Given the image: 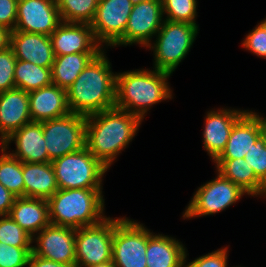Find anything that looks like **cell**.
<instances>
[{
	"mask_svg": "<svg viewBox=\"0 0 266 267\" xmlns=\"http://www.w3.org/2000/svg\"><path fill=\"white\" fill-rule=\"evenodd\" d=\"M10 47L18 60L44 68H51L55 59L50 37L43 34L12 31Z\"/></svg>",
	"mask_w": 266,
	"mask_h": 267,
	"instance_id": "obj_20",
	"label": "cell"
},
{
	"mask_svg": "<svg viewBox=\"0 0 266 267\" xmlns=\"http://www.w3.org/2000/svg\"><path fill=\"white\" fill-rule=\"evenodd\" d=\"M99 0H56L61 22L91 24Z\"/></svg>",
	"mask_w": 266,
	"mask_h": 267,
	"instance_id": "obj_29",
	"label": "cell"
},
{
	"mask_svg": "<svg viewBox=\"0 0 266 267\" xmlns=\"http://www.w3.org/2000/svg\"><path fill=\"white\" fill-rule=\"evenodd\" d=\"M103 189H59L49 199L50 224L71 228L102 222L105 200Z\"/></svg>",
	"mask_w": 266,
	"mask_h": 267,
	"instance_id": "obj_4",
	"label": "cell"
},
{
	"mask_svg": "<svg viewBox=\"0 0 266 267\" xmlns=\"http://www.w3.org/2000/svg\"><path fill=\"white\" fill-rule=\"evenodd\" d=\"M30 122L28 92L19 88L0 92V144Z\"/></svg>",
	"mask_w": 266,
	"mask_h": 267,
	"instance_id": "obj_18",
	"label": "cell"
},
{
	"mask_svg": "<svg viewBox=\"0 0 266 267\" xmlns=\"http://www.w3.org/2000/svg\"><path fill=\"white\" fill-rule=\"evenodd\" d=\"M24 180V197L49 199L58 186L55 170L49 163H26L22 162Z\"/></svg>",
	"mask_w": 266,
	"mask_h": 267,
	"instance_id": "obj_24",
	"label": "cell"
},
{
	"mask_svg": "<svg viewBox=\"0 0 266 267\" xmlns=\"http://www.w3.org/2000/svg\"><path fill=\"white\" fill-rule=\"evenodd\" d=\"M14 82L16 88L28 93L49 86L53 84L51 68H44L34 63L17 59Z\"/></svg>",
	"mask_w": 266,
	"mask_h": 267,
	"instance_id": "obj_27",
	"label": "cell"
},
{
	"mask_svg": "<svg viewBox=\"0 0 266 267\" xmlns=\"http://www.w3.org/2000/svg\"><path fill=\"white\" fill-rule=\"evenodd\" d=\"M17 9L18 0H0V25L13 31L16 25Z\"/></svg>",
	"mask_w": 266,
	"mask_h": 267,
	"instance_id": "obj_37",
	"label": "cell"
},
{
	"mask_svg": "<svg viewBox=\"0 0 266 267\" xmlns=\"http://www.w3.org/2000/svg\"><path fill=\"white\" fill-rule=\"evenodd\" d=\"M11 32L9 28L0 25V52L10 47Z\"/></svg>",
	"mask_w": 266,
	"mask_h": 267,
	"instance_id": "obj_40",
	"label": "cell"
},
{
	"mask_svg": "<svg viewBox=\"0 0 266 267\" xmlns=\"http://www.w3.org/2000/svg\"><path fill=\"white\" fill-rule=\"evenodd\" d=\"M16 61L11 47L0 52V92L16 88L14 82Z\"/></svg>",
	"mask_w": 266,
	"mask_h": 267,
	"instance_id": "obj_34",
	"label": "cell"
},
{
	"mask_svg": "<svg viewBox=\"0 0 266 267\" xmlns=\"http://www.w3.org/2000/svg\"><path fill=\"white\" fill-rule=\"evenodd\" d=\"M99 53H73L55 56L51 67L52 81L54 85L67 90Z\"/></svg>",
	"mask_w": 266,
	"mask_h": 267,
	"instance_id": "obj_26",
	"label": "cell"
},
{
	"mask_svg": "<svg viewBox=\"0 0 266 267\" xmlns=\"http://www.w3.org/2000/svg\"><path fill=\"white\" fill-rule=\"evenodd\" d=\"M261 135V116L247 110L235 122L224 150L216 159L244 158Z\"/></svg>",
	"mask_w": 266,
	"mask_h": 267,
	"instance_id": "obj_19",
	"label": "cell"
},
{
	"mask_svg": "<svg viewBox=\"0 0 266 267\" xmlns=\"http://www.w3.org/2000/svg\"><path fill=\"white\" fill-rule=\"evenodd\" d=\"M242 46L258 57L266 59V31L258 24L242 41Z\"/></svg>",
	"mask_w": 266,
	"mask_h": 267,
	"instance_id": "obj_36",
	"label": "cell"
},
{
	"mask_svg": "<svg viewBox=\"0 0 266 267\" xmlns=\"http://www.w3.org/2000/svg\"><path fill=\"white\" fill-rule=\"evenodd\" d=\"M258 24L266 31V18Z\"/></svg>",
	"mask_w": 266,
	"mask_h": 267,
	"instance_id": "obj_44",
	"label": "cell"
},
{
	"mask_svg": "<svg viewBox=\"0 0 266 267\" xmlns=\"http://www.w3.org/2000/svg\"><path fill=\"white\" fill-rule=\"evenodd\" d=\"M27 266L29 267H76V265H66L63 263H58L52 260L44 259L40 256L31 253Z\"/></svg>",
	"mask_w": 266,
	"mask_h": 267,
	"instance_id": "obj_39",
	"label": "cell"
},
{
	"mask_svg": "<svg viewBox=\"0 0 266 267\" xmlns=\"http://www.w3.org/2000/svg\"><path fill=\"white\" fill-rule=\"evenodd\" d=\"M0 150V183L17 198L24 197L22 162L8 153L2 145Z\"/></svg>",
	"mask_w": 266,
	"mask_h": 267,
	"instance_id": "obj_28",
	"label": "cell"
},
{
	"mask_svg": "<svg viewBox=\"0 0 266 267\" xmlns=\"http://www.w3.org/2000/svg\"><path fill=\"white\" fill-rule=\"evenodd\" d=\"M90 267H116V266L112 261H110L108 263L93 265V266H90Z\"/></svg>",
	"mask_w": 266,
	"mask_h": 267,
	"instance_id": "obj_42",
	"label": "cell"
},
{
	"mask_svg": "<svg viewBox=\"0 0 266 267\" xmlns=\"http://www.w3.org/2000/svg\"><path fill=\"white\" fill-rule=\"evenodd\" d=\"M29 95V111L32 122H42L60 118L70 113L67 102V90L51 84Z\"/></svg>",
	"mask_w": 266,
	"mask_h": 267,
	"instance_id": "obj_21",
	"label": "cell"
},
{
	"mask_svg": "<svg viewBox=\"0 0 266 267\" xmlns=\"http://www.w3.org/2000/svg\"><path fill=\"white\" fill-rule=\"evenodd\" d=\"M247 110L220 108L207 112L203 131V147L211 160L224 150L235 122Z\"/></svg>",
	"mask_w": 266,
	"mask_h": 267,
	"instance_id": "obj_16",
	"label": "cell"
},
{
	"mask_svg": "<svg viewBox=\"0 0 266 267\" xmlns=\"http://www.w3.org/2000/svg\"><path fill=\"white\" fill-rule=\"evenodd\" d=\"M198 31V25L164 19L155 43L146 46V49L153 50V68L172 74L190 52Z\"/></svg>",
	"mask_w": 266,
	"mask_h": 267,
	"instance_id": "obj_5",
	"label": "cell"
},
{
	"mask_svg": "<svg viewBox=\"0 0 266 267\" xmlns=\"http://www.w3.org/2000/svg\"><path fill=\"white\" fill-rule=\"evenodd\" d=\"M165 20L197 25V0H162Z\"/></svg>",
	"mask_w": 266,
	"mask_h": 267,
	"instance_id": "obj_30",
	"label": "cell"
},
{
	"mask_svg": "<svg viewBox=\"0 0 266 267\" xmlns=\"http://www.w3.org/2000/svg\"><path fill=\"white\" fill-rule=\"evenodd\" d=\"M120 219L106 217L99 224L76 229V267H90L112 261L114 225Z\"/></svg>",
	"mask_w": 266,
	"mask_h": 267,
	"instance_id": "obj_7",
	"label": "cell"
},
{
	"mask_svg": "<svg viewBox=\"0 0 266 267\" xmlns=\"http://www.w3.org/2000/svg\"><path fill=\"white\" fill-rule=\"evenodd\" d=\"M216 178L201 185L193 194L183 212V219H191L219 213L248 195L218 171Z\"/></svg>",
	"mask_w": 266,
	"mask_h": 267,
	"instance_id": "obj_9",
	"label": "cell"
},
{
	"mask_svg": "<svg viewBox=\"0 0 266 267\" xmlns=\"http://www.w3.org/2000/svg\"><path fill=\"white\" fill-rule=\"evenodd\" d=\"M132 3H133V5L134 4H137V3H140V2H143V1H149V0H130Z\"/></svg>",
	"mask_w": 266,
	"mask_h": 267,
	"instance_id": "obj_45",
	"label": "cell"
},
{
	"mask_svg": "<svg viewBox=\"0 0 266 267\" xmlns=\"http://www.w3.org/2000/svg\"><path fill=\"white\" fill-rule=\"evenodd\" d=\"M32 247H14L0 242V267H25Z\"/></svg>",
	"mask_w": 266,
	"mask_h": 267,
	"instance_id": "obj_33",
	"label": "cell"
},
{
	"mask_svg": "<svg viewBox=\"0 0 266 267\" xmlns=\"http://www.w3.org/2000/svg\"><path fill=\"white\" fill-rule=\"evenodd\" d=\"M259 195L263 196V197H266V183H264V185L262 186V188H261V190H260V192H259L257 197H259Z\"/></svg>",
	"mask_w": 266,
	"mask_h": 267,
	"instance_id": "obj_43",
	"label": "cell"
},
{
	"mask_svg": "<svg viewBox=\"0 0 266 267\" xmlns=\"http://www.w3.org/2000/svg\"><path fill=\"white\" fill-rule=\"evenodd\" d=\"M135 221L121 217L114 225L112 262L116 267H147L148 229Z\"/></svg>",
	"mask_w": 266,
	"mask_h": 267,
	"instance_id": "obj_10",
	"label": "cell"
},
{
	"mask_svg": "<svg viewBox=\"0 0 266 267\" xmlns=\"http://www.w3.org/2000/svg\"><path fill=\"white\" fill-rule=\"evenodd\" d=\"M142 119L113 107L86 116L85 146L108 169L137 134Z\"/></svg>",
	"mask_w": 266,
	"mask_h": 267,
	"instance_id": "obj_1",
	"label": "cell"
},
{
	"mask_svg": "<svg viewBox=\"0 0 266 267\" xmlns=\"http://www.w3.org/2000/svg\"><path fill=\"white\" fill-rule=\"evenodd\" d=\"M163 17L162 0L134 4L124 35L112 47L132 44L146 47L160 30Z\"/></svg>",
	"mask_w": 266,
	"mask_h": 267,
	"instance_id": "obj_11",
	"label": "cell"
},
{
	"mask_svg": "<svg viewBox=\"0 0 266 267\" xmlns=\"http://www.w3.org/2000/svg\"><path fill=\"white\" fill-rule=\"evenodd\" d=\"M55 56L100 53L106 48L96 40L90 24L61 22L49 36Z\"/></svg>",
	"mask_w": 266,
	"mask_h": 267,
	"instance_id": "obj_15",
	"label": "cell"
},
{
	"mask_svg": "<svg viewBox=\"0 0 266 267\" xmlns=\"http://www.w3.org/2000/svg\"><path fill=\"white\" fill-rule=\"evenodd\" d=\"M261 131H262V136L266 140V118L261 116Z\"/></svg>",
	"mask_w": 266,
	"mask_h": 267,
	"instance_id": "obj_41",
	"label": "cell"
},
{
	"mask_svg": "<svg viewBox=\"0 0 266 267\" xmlns=\"http://www.w3.org/2000/svg\"><path fill=\"white\" fill-rule=\"evenodd\" d=\"M43 136L51 161L85 147L86 116L70 112L42 121Z\"/></svg>",
	"mask_w": 266,
	"mask_h": 267,
	"instance_id": "obj_8",
	"label": "cell"
},
{
	"mask_svg": "<svg viewBox=\"0 0 266 267\" xmlns=\"http://www.w3.org/2000/svg\"><path fill=\"white\" fill-rule=\"evenodd\" d=\"M76 229L49 224L33 237L32 252L44 259L75 265Z\"/></svg>",
	"mask_w": 266,
	"mask_h": 267,
	"instance_id": "obj_13",
	"label": "cell"
},
{
	"mask_svg": "<svg viewBox=\"0 0 266 267\" xmlns=\"http://www.w3.org/2000/svg\"><path fill=\"white\" fill-rule=\"evenodd\" d=\"M9 215L32 237L50 224L48 200L43 198H16Z\"/></svg>",
	"mask_w": 266,
	"mask_h": 267,
	"instance_id": "obj_23",
	"label": "cell"
},
{
	"mask_svg": "<svg viewBox=\"0 0 266 267\" xmlns=\"http://www.w3.org/2000/svg\"><path fill=\"white\" fill-rule=\"evenodd\" d=\"M132 7L133 3L130 0L98 1L90 26L96 40L103 47H112L124 35Z\"/></svg>",
	"mask_w": 266,
	"mask_h": 267,
	"instance_id": "obj_12",
	"label": "cell"
},
{
	"mask_svg": "<svg viewBox=\"0 0 266 267\" xmlns=\"http://www.w3.org/2000/svg\"><path fill=\"white\" fill-rule=\"evenodd\" d=\"M148 229L147 267H184L187 250L172 236L155 234Z\"/></svg>",
	"mask_w": 266,
	"mask_h": 267,
	"instance_id": "obj_22",
	"label": "cell"
},
{
	"mask_svg": "<svg viewBox=\"0 0 266 267\" xmlns=\"http://www.w3.org/2000/svg\"><path fill=\"white\" fill-rule=\"evenodd\" d=\"M13 31L50 36L61 23L56 0H18Z\"/></svg>",
	"mask_w": 266,
	"mask_h": 267,
	"instance_id": "obj_14",
	"label": "cell"
},
{
	"mask_svg": "<svg viewBox=\"0 0 266 267\" xmlns=\"http://www.w3.org/2000/svg\"><path fill=\"white\" fill-rule=\"evenodd\" d=\"M153 69L116 73L115 107L143 120L152 105L172 99L173 92L167 80L172 74Z\"/></svg>",
	"mask_w": 266,
	"mask_h": 267,
	"instance_id": "obj_3",
	"label": "cell"
},
{
	"mask_svg": "<svg viewBox=\"0 0 266 267\" xmlns=\"http://www.w3.org/2000/svg\"><path fill=\"white\" fill-rule=\"evenodd\" d=\"M213 162L224 178L235 183L249 196H258L264 183L255 175L244 158L215 159Z\"/></svg>",
	"mask_w": 266,
	"mask_h": 267,
	"instance_id": "obj_25",
	"label": "cell"
},
{
	"mask_svg": "<svg viewBox=\"0 0 266 267\" xmlns=\"http://www.w3.org/2000/svg\"><path fill=\"white\" fill-rule=\"evenodd\" d=\"M102 50L67 89L70 112L89 116L115 107L116 73Z\"/></svg>",
	"mask_w": 266,
	"mask_h": 267,
	"instance_id": "obj_2",
	"label": "cell"
},
{
	"mask_svg": "<svg viewBox=\"0 0 266 267\" xmlns=\"http://www.w3.org/2000/svg\"><path fill=\"white\" fill-rule=\"evenodd\" d=\"M51 163L58 189H103V177L109 170L86 146Z\"/></svg>",
	"mask_w": 266,
	"mask_h": 267,
	"instance_id": "obj_6",
	"label": "cell"
},
{
	"mask_svg": "<svg viewBox=\"0 0 266 267\" xmlns=\"http://www.w3.org/2000/svg\"><path fill=\"white\" fill-rule=\"evenodd\" d=\"M244 160L252 167L255 175L266 183V140L262 135L245 154Z\"/></svg>",
	"mask_w": 266,
	"mask_h": 267,
	"instance_id": "obj_32",
	"label": "cell"
},
{
	"mask_svg": "<svg viewBox=\"0 0 266 267\" xmlns=\"http://www.w3.org/2000/svg\"><path fill=\"white\" fill-rule=\"evenodd\" d=\"M14 141L16 150L10 152L13 157L26 163H49V155L43 136L42 122H30L14 131L1 144L6 150Z\"/></svg>",
	"mask_w": 266,
	"mask_h": 267,
	"instance_id": "obj_17",
	"label": "cell"
},
{
	"mask_svg": "<svg viewBox=\"0 0 266 267\" xmlns=\"http://www.w3.org/2000/svg\"><path fill=\"white\" fill-rule=\"evenodd\" d=\"M16 198L0 183V215H9Z\"/></svg>",
	"mask_w": 266,
	"mask_h": 267,
	"instance_id": "obj_38",
	"label": "cell"
},
{
	"mask_svg": "<svg viewBox=\"0 0 266 267\" xmlns=\"http://www.w3.org/2000/svg\"><path fill=\"white\" fill-rule=\"evenodd\" d=\"M33 237L22 229L10 215H0V242L14 247H32Z\"/></svg>",
	"mask_w": 266,
	"mask_h": 267,
	"instance_id": "obj_31",
	"label": "cell"
},
{
	"mask_svg": "<svg viewBox=\"0 0 266 267\" xmlns=\"http://www.w3.org/2000/svg\"><path fill=\"white\" fill-rule=\"evenodd\" d=\"M229 250L227 247L217 249L202 255L193 261L187 262V253H186V266L187 267H228V253Z\"/></svg>",
	"mask_w": 266,
	"mask_h": 267,
	"instance_id": "obj_35",
	"label": "cell"
}]
</instances>
